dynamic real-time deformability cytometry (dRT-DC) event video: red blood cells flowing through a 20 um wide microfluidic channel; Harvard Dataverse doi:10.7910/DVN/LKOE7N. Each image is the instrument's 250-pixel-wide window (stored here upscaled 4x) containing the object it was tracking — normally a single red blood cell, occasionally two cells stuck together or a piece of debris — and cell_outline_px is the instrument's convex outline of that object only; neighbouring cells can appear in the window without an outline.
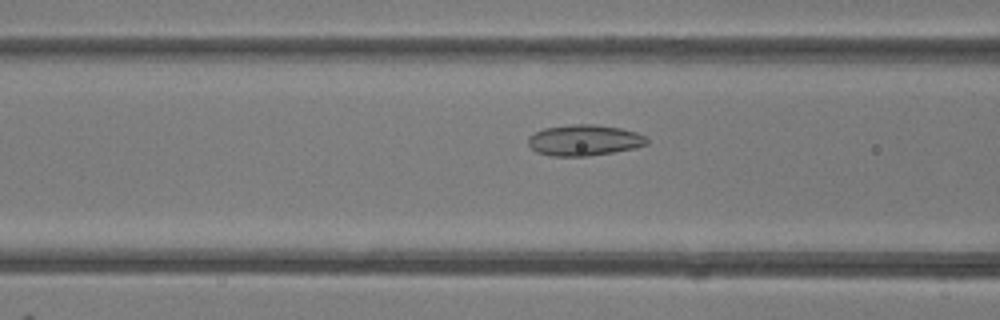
{"species": "common noctule bat (a hibernating species)", "species_latin": "Nyctalus noctula", "temperature_condition": "room temperature", "stored_images_in_passage": 36, "camera_frame_rate_fps": 3000, "um_per_image_px": 0.085, "animal": {"sex": "female"}, "frame": {"image": 1, "passage_image": 11, "time_ms": 3.333, "image_size_px": [1000, 320], "cell_outline_px": [[648, 144], [636, 148], [588, 156], [552, 156], [536, 152], [528, 144], [528, 136], [544, 128], [572, 124], [596, 124], [620, 128], [636, 132], [648, 136]], "centroid_in_image_um": [49.68, 11.91], "position_along_channel_um": 116.9, "area_um2": 21.56}}
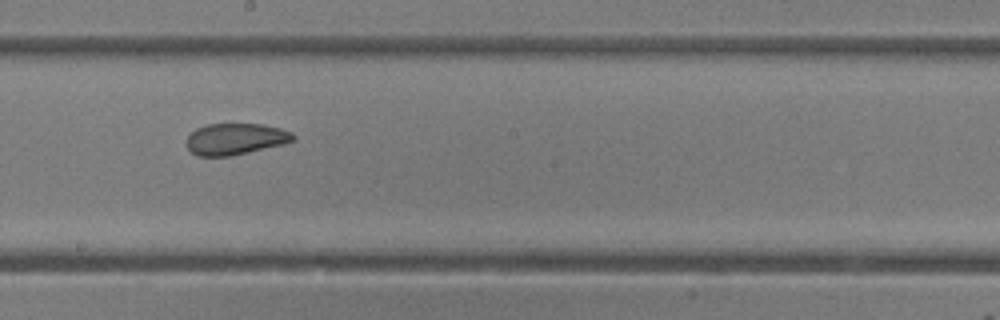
{"frame": {"image": 2, "passage_image": 19, "time_ms": 6.0, "image_size_px": [1000, 320], "cell_outline_px": [[296, 140], [284, 144], [232, 156], [196, 156], [188, 148], [188, 136], [196, 128], [208, 124], [260, 124], [280, 128], [292, 132], [296, 136]], "centroid_in_image_um": [20.05, 11.82], "position_along_channel_um": 228.1, "area_um2": 19.54}}
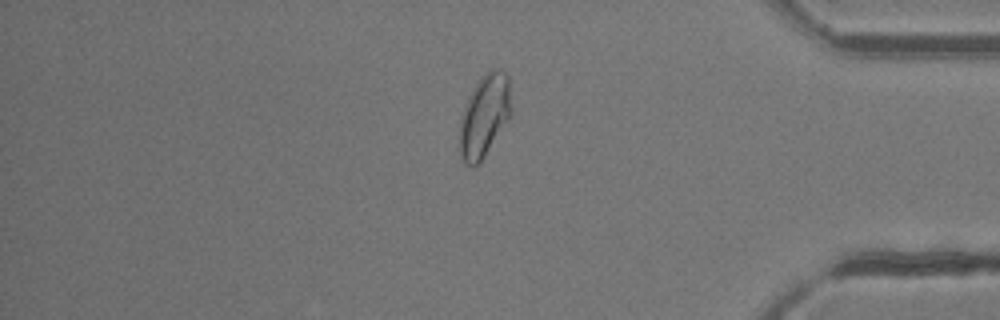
{"frame": {"image": 3, "passage_image": 33, "time_ms": 10.667, "image_size_px": [1000, 320], "cell_outline_px": [[512, 112], [508, 120], [476, 168], [472, 168], [460, 156], [460, 120], [464, 108], [472, 88], [480, 76], [488, 68], [500, 68], [508, 76]], "centroid_in_image_um": [41.18, 9.79], "position_along_channel_um": 394.0, "area_um2": 24.91}, "authors_computed_cell_mechanics": {"area_um2": 21.675, "velocity_mm_per_s": 4.1721, "shape_relaxation_time_tau1_ms": null, "shape_relaxation_time_tau2_ms": 1.4569, "deformation_change_tau1": null, "deformation_change_tau2": 0.0721}}